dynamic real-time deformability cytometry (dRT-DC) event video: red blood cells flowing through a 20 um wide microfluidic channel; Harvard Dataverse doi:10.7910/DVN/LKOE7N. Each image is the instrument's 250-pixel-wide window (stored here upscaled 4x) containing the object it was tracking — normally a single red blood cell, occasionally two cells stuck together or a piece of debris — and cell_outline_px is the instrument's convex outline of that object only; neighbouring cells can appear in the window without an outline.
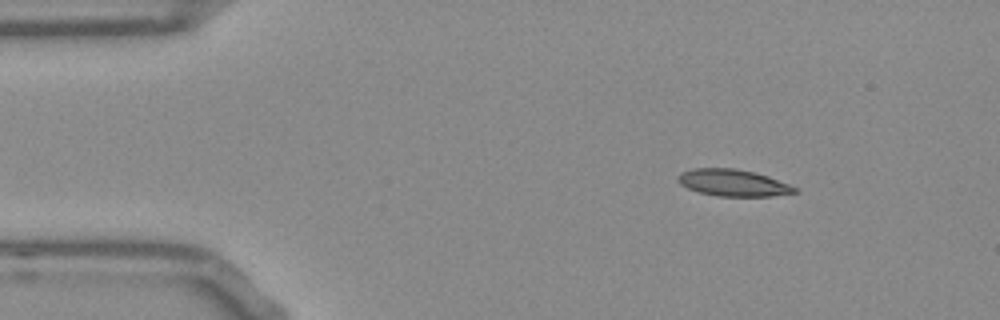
{"species": "Egyptian fruit bat (a non-hibernating species)", "species_latin": "Rousettus aegyptiacus", "temperature_condition": "room temperature", "stored_images_in_passage": 47, "camera_frame_rate_fps": 3000, "um_per_image_px": 0.085, "frame": {"image": 1, "passage_image": 1, "time_ms": 0.0, "image_size_px": [1000, 320], "cell_outline_px": [[800, 192], [772, 196], [716, 196], [700, 192], [688, 188], [680, 184], [676, 180], [676, 176], [680, 172], [692, 168], [732, 168], [756, 172], [768, 176], [800, 188]], "centroid_in_image_um": [62.33, 15.53], "position_along_channel_um": 22.7, "area_um2": 18.5}}
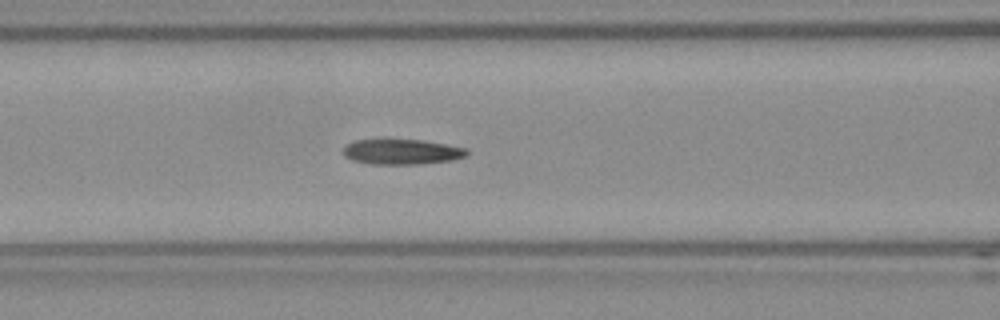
{"frame": {"image": 2, "passage_image": 15, "time_ms": 4.667, "image_size_px": [1000, 320], "cell_outline_px": [[468, 156], [452, 160], [420, 164], [372, 164], [352, 160], [344, 156], [344, 148], [348, 144], [356, 140], [420, 140], [468, 148]], "centroid_in_image_um": [34.19, 12.91], "position_along_channel_um": 132.4, "area_um2": 18.03}}
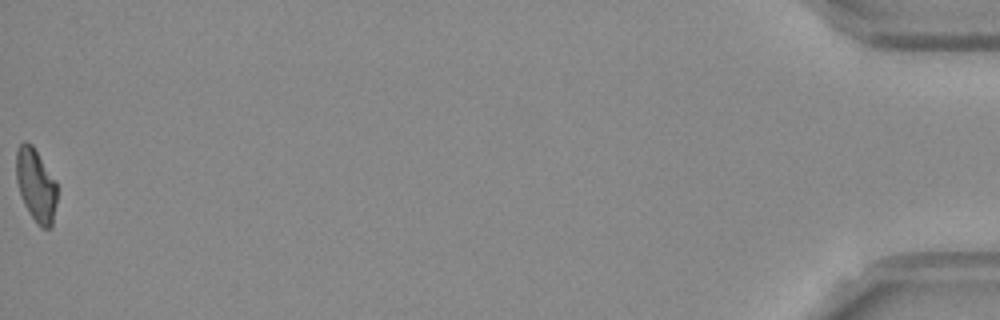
{"frame": {"image": 3, "passage_image": 47, "time_ms": 15.333, "image_size_px": [1000, 320], "cell_outline_px": [[56, 204], [52, 224], [48, 228], [40, 228], [36, 224], [24, 204], [20, 196], [16, 180], [16, 152], [20, 144], [24, 140], [32, 144], [56, 180]], "centroid_in_image_um": [3.04, 15.73], "position_along_channel_um": 432.2, "area_um2": 17.51}, "authors_computed_cell_mechanics": {"area_um2": 18.3804, "velocity_mm_per_s": 3.8052, "shape_relaxation_time_tau1_ms": null, "shape_relaxation_time_tau2_ms": 3.9588, "deformation_change_tau1": null, "deformation_change_tau2": 0.1076}}